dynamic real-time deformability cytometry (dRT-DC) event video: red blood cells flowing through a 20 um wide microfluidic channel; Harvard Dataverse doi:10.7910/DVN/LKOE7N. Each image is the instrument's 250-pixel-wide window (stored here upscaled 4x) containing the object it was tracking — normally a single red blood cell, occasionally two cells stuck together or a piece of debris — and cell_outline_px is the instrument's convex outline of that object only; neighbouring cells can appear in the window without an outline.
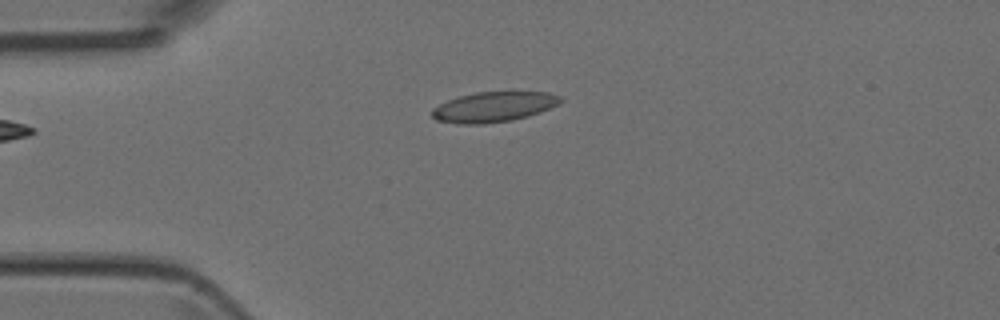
{"species": "Egyptian fruit bat (a non-hibernating species)", "species_latin": "Rousettus aegyptiacus", "temperature_condition": "room temperature", "stored_images_in_passage": 6, "camera_frame_rate_fps": 3000, "um_per_image_px": 0.085, "animal": {"sex": "female"}, "frame": {"image": 1, "passage_image": 3, "time_ms": 3.0, "image_size_px": [1000, 320], "cell_outline_px": [[564, 100], [540, 112], [528, 116], [512, 120], [484, 124], [460, 124], [436, 120], [432, 116], [432, 108], [448, 100], [460, 96], [476, 92], [548, 92], [560, 96]], "centroid_in_image_um": [41.95, 9.09], "position_along_channel_um": 43.1, "area_um2": 22.43}}
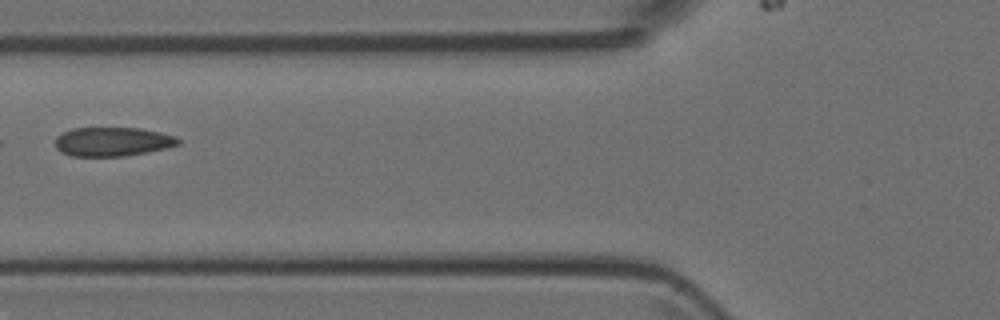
{"frame": {"image": 2, "passage_image": 5, "time_ms": 5.333, "image_size_px": [1000, 320], "cell_outline_px": [[180, 144], [168, 148], [148, 152], [124, 156], [72, 156], [60, 152], [56, 148], [56, 136], [72, 128], [140, 128], [160, 132], [176, 136], [180, 140]], "centroid_in_image_um": [9.59, 12.04], "position_along_channel_um": 116.2, "area_um2": 20.92}}
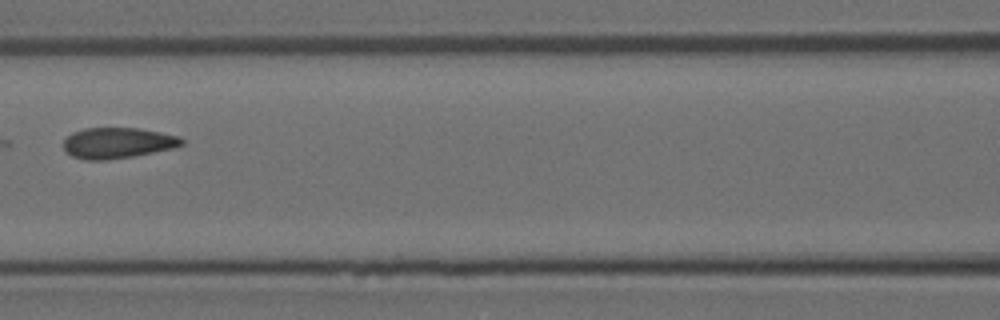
{"frame": {"image": 3, "passage_image": 6, "time_ms": 6.333, "image_size_px": [1000, 320], "cell_outline_px": [[184, 144], [172, 148], [132, 156], [108, 160], [84, 160], [72, 156], [64, 148], [64, 140], [72, 132], [84, 128], [136, 128], [160, 132], [180, 136], [184, 140]], "centroid_in_image_um": [9.99, 12.15], "position_along_channel_um": 156.6, "area_um2": 21.1}}